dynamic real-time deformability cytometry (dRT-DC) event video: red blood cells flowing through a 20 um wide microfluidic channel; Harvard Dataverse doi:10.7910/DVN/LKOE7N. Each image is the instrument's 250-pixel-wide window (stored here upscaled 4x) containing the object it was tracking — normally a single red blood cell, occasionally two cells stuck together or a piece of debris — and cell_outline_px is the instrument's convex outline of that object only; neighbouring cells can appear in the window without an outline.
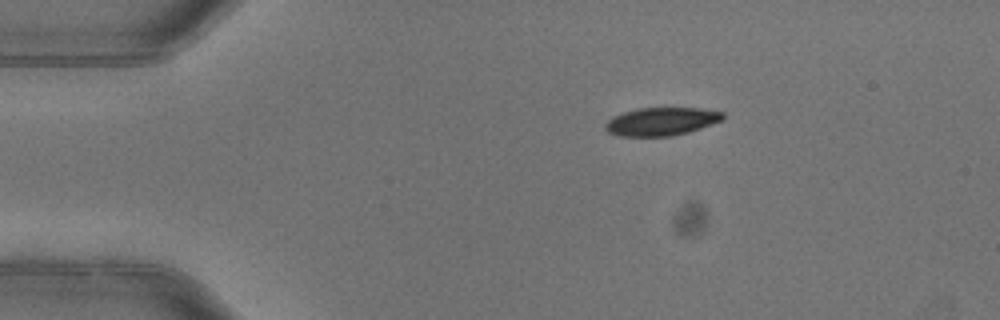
{"species": "common noctule bat (a hibernating species)", "species_latin": "Nyctalus noctula", "temperature_condition": "warm", "stored_images_in_passage": 2, "camera_frame_rate_fps": 3000, "um_per_image_px": 0.085, "animal": {"sex": "female"}, "frame": {"image": 1, "passage_image": 1, "time_ms": 0.0, "image_size_px": [1000, 320], "cell_outline_px": [[724, 120], [688, 132], [672, 136], [616, 136], [608, 132], [604, 128], [604, 124], [612, 116], [636, 108], [700, 108], [724, 112]], "centroid_in_image_um": [56.2, 10.32], "position_along_channel_um": 28.8, "area_um2": 19.42}}